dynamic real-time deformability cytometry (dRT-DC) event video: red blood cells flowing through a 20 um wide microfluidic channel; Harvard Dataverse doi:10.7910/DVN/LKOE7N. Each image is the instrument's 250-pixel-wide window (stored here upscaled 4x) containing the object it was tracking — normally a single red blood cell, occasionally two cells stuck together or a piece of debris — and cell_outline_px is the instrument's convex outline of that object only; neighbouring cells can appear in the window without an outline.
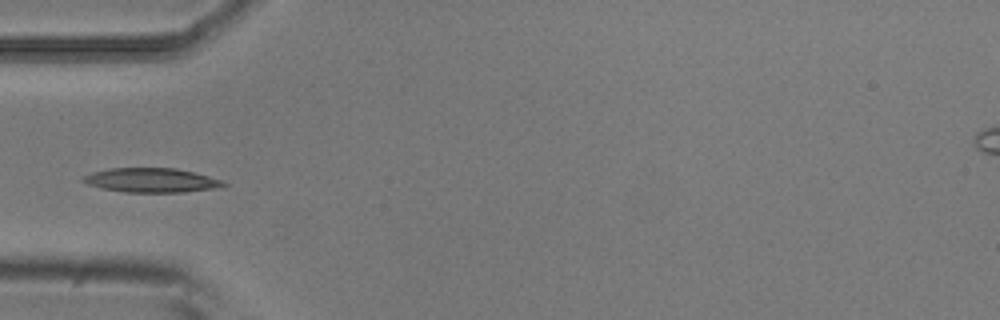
{"species": "common noctule bat (a hibernating species)", "species_latin": "Nyctalus noctula", "temperature_condition": "room temperature", "stored_images_in_passage": 8, "camera_frame_rate_fps": 3000, "um_per_image_px": 0.085, "animal": {"sex": "male", "body_mass_g": 20.5, "forearm_length_mm": 52.5}, "frame": {"image": 1, "passage_image": 5, "time_ms": 1.333, "image_size_px": [1000, 320], "cell_outline_px": [[228, 184], [212, 188], [184, 192], [124, 192], [104, 188], [88, 184], [80, 180], [84, 176], [92, 172], [112, 168], [176, 168], [224, 180]], "centroid_in_image_um": [12.86, 15.31], "position_along_channel_um": 72.1, "area_um2": 19.59}}
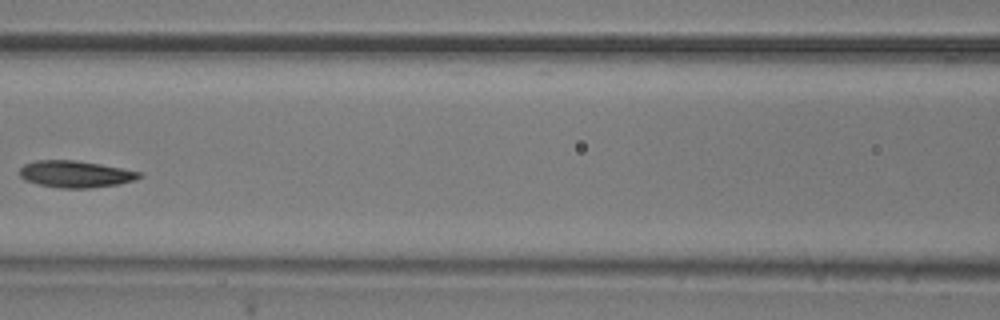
{"frame": {"image": 2, "passage_image": 7, "time_ms": 2.0, "image_size_px": [1000, 320], "cell_outline_px": [[144, 176], [120, 184], [88, 188], [60, 188], [40, 184], [24, 180], [20, 176], [20, 168], [24, 164], [36, 160], [76, 160], [100, 164], [144, 172]], "centroid_in_image_um": [6.44, 14.79], "position_along_channel_um": 160.2, "area_um2": 18.73}}
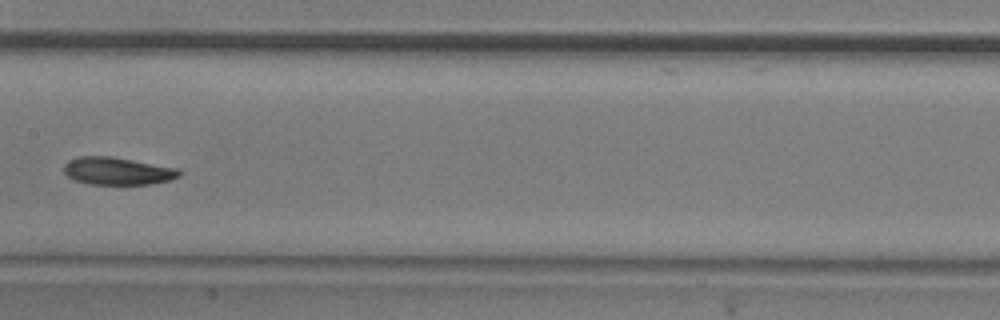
{"frame": {"image": 3, "passage_image": 8, "time_ms": 2.333, "image_size_px": [1000, 320], "cell_outline_px": [[184, 172], [180, 176], [168, 180], [148, 184], [88, 184], [76, 180], [68, 176], [64, 172], [64, 164], [68, 160], [80, 156], [112, 156], [176, 168]], "centroid_in_image_um": [9.97, 14.53], "position_along_channel_um": 197.4, "area_um2": 18.44}}